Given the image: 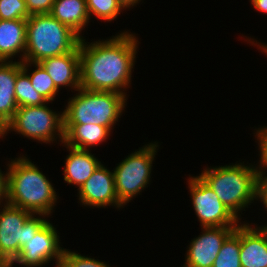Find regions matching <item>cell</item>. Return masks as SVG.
Instances as JSON below:
<instances>
[{
  "label": "cell",
  "mask_w": 267,
  "mask_h": 267,
  "mask_svg": "<svg viewBox=\"0 0 267 267\" xmlns=\"http://www.w3.org/2000/svg\"><path fill=\"white\" fill-rule=\"evenodd\" d=\"M137 38L123 32L112 39L95 41L89 45L81 39L80 84L92 91L124 94L131 80L137 50ZM87 44V45H86Z\"/></svg>",
  "instance_id": "obj_1"
},
{
  "label": "cell",
  "mask_w": 267,
  "mask_h": 267,
  "mask_svg": "<svg viewBox=\"0 0 267 267\" xmlns=\"http://www.w3.org/2000/svg\"><path fill=\"white\" fill-rule=\"evenodd\" d=\"M6 172V202L45 217L51 214L57 195L46 176L26 157L15 158Z\"/></svg>",
  "instance_id": "obj_2"
},
{
  "label": "cell",
  "mask_w": 267,
  "mask_h": 267,
  "mask_svg": "<svg viewBox=\"0 0 267 267\" xmlns=\"http://www.w3.org/2000/svg\"><path fill=\"white\" fill-rule=\"evenodd\" d=\"M26 22V48L23 61L39 63L46 58L72 52L82 39L50 14L31 15Z\"/></svg>",
  "instance_id": "obj_3"
},
{
  "label": "cell",
  "mask_w": 267,
  "mask_h": 267,
  "mask_svg": "<svg viewBox=\"0 0 267 267\" xmlns=\"http://www.w3.org/2000/svg\"><path fill=\"white\" fill-rule=\"evenodd\" d=\"M258 167L235 165L206 168L199 176L220 201L238 218V211L255 198Z\"/></svg>",
  "instance_id": "obj_4"
},
{
  "label": "cell",
  "mask_w": 267,
  "mask_h": 267,
  "mask_svg": "<svg viewBox=\"0 0 267 267\" xmlns=\"http://www.w3.org/2000/svg\"><path fill=\"white\" fill-rule=\"evenodd\" d=\"M69 99L64 112V124H95L110 131L125 107L126 98L117 92L92 91L80 87Z\"/></svg>",
  "instance_id": "obj_5"
},
{
  "label": "cell",
  "mask_w": 267,
  "mask_h": 267,
  "mask_svg": "<svg viewBox=\"0 0 267 267\" xmlns=\"http://www.w3.org/2000/svg\"><path fill=\"white\" fill-rule=\"evenodd\" d=\"M46 222V219L35 218L33 213L6 202L0 212V260L10 265Z\"/></svg>",
  "instance_id": "obj_6"
},
{
  "label": "cell",
  "mask_w": 267,
  "mask_h": 267,
  "mask_svg": "<svg viewBox=\"0 0 267 267\" xmlns=\"http://www.w3.org/2000/svg\"><path fill=\"white\" fill-rule=\"evenodd\" d=\"M11 129L25 137L44 143L56 141L55 137L59 135L58 137L63 143L65 137L64 112L62 114L53 112L45 104L18 107L13 118L0 131V138Z\"/></svg>",
  "instance_id": "obj_7"
},
{
  "label": "cell",
  "mask_w": 267,
  "mask_h": 267,
  "mask_svg": "<svg viewBox=\"0 0 267 267\" xmlns=\"http://www.w3.org/2000/svg\"><path fill=\"white\" fill-rule=\"evenodd\" d=\"M157 143L147 144L139 151L126 157L115 168V190L119 202L125 205L149 184L152 162L156 155Z\"/></svg>",
  "instance_id": "obj_8"
},
{
  "label": "cell",
  "mask_w": 267,
  "mask_h": 267,
  "mask_svg": "<svg viewBox=\"0 0 267 267\" xmlns=\"http://www.w3.org/2000/svg\"><path fill=\"white\" fill-rule=\"evenodd\" d=\"M189 191L202 227L238 226V218L199 177L189 178Z\"/></svg>",
  "instance_id": "obj_9"
},
{
  "label": "cell",
  "mask_w": 267,
  "mask_h": 267,
  "mask_svg": "<svg viewBox=\"0 0 267 267\" xmlns=\"http://www.w3.org/2000/svg\"><path fill=\"white\" fill-rule=\"evenodd\" d=\"M56 228L47 221L29 241L22 247L19 255L9 265L19 263L26 267H36L56 259V267H59L64 248L59 246V236Z\"/></svg>",
  "instance_id": "obj_10"
},
{
  "label": "cell",
  "mask_w": 267,
  "mask_h": 267,
  "mask_svg": "<svg viewBox=\"0 0 267 267\" xmlns=\"http://www.w3.org/2000/svg\"><path fill=\"white\" fill-rule=\"evenodd\" d=\"M236 227H203V233L191 240L184 267H212L225 239Z\"/></svg>",
  "instance_id": "obj_11"
},
{
  "label": "cell",
  "mask_w": 267,
  "mask_h": 267,
  "mask_svg": "<svg viewBox=\"0 0 267 267\" xmlns=\"http://www.w3.org/2000/svg\"><path fill=\"white\" fill-rule=\"evenodd\" d=\"M79 200L90 207L123 206L116 194L114 172L101 164L79 188Z\"/></svg>",
  "instance_id": "obj_12"
},
{
  "label": "cell",
  "mask_w": 267,
  "mask_h": 267,
  "mask_svg": "<svg viewBox=\"0 0 267 267\" xmlns=\"http://www.w3.org/2000/svg\"><path fill=\"white\" fill-rule=\"evenodd\" d=\"M241 267H267V226L240 225Z\"/></svg>",
  "instance_id": "obj_13"
},
{
  "label": "cell",
  "mask_w": 267,
  "mask_h": 267,
  "mask_svg": "<svg viewBox=\"0 0 267 267\" xmlns=\"http://www.w3.org/2000/svg\"><path fill=\"white\" fill-rule=\"evenodd\" d=\"M47 71L55 86H69L77 91L80 87V51L79 46L72 52L46 58L39 62Z\"/></svg>",
  "instance_id": "obj_14"
},
{
  "label": "cell",
  "mask_w": 267,
  "mask_h": 267,
  "mask_svg": "<svg viewBox=\"0 0 267 267\" xmlns=\"http://www.w3.org/2000/svg\"><path fill=\"white\" fill-rule=\"evenodd\" d=\"M21 70V61H0V131L13 118L18 109L15 83L17 74Z\"/></svg>",
  "instance_id": "obj_15"
},
{
  "label": "cell",
  "mask_w": 267,
  "mask_h": 267,
  "mask_svg": "<svg viewBox=\"0 0 267 267\" xmlns=\"http://www.w3.org/2000/svg\"><path fill=\"white\" fill-rule=\"evenodd\" d=\"M65 146L70 154L65 161L64 180L80 188L101 165V162L90 153L89 149H78L66 144Z\"/></svg>",
  "instance_id": "obj_16"
},
{
  "label": "cell",
  "mask_w": 267,
  "mask_h": 267,
  "mask_svg": "<svg viewBox=\"0 0 267 267\" xmlns=\"http://www.w3.org/2000/svg\"><path fill=\"white\" fill-rule=\"evenodd\" d=\"M26 19L0 20V61H7L18 52L24 60L26 48Z\"/></svg>",
  "instance_id": "obj_17"
},
{
  "label": "cell",
  "mask_w": 267,
  "mask_h": 267,
  "mask_svg": "<svg viewBox=\"0 0 267 267\" xmlns=\"http://www.w3.org/2000/svg\"><path fill=\"white\" fill-rule=\"evenodd\" d=\"M64 144L78 149H89L105 141L110 135V130L95 124H64Z\"/></svg>",
  "instance_id": "obj_18"
},
{
  "label": "cell",
  "mask_w": 267,
  "mask_h": 267,
  "mask_svg": "<svg viewBox=\"0 0 267 267\" xmlns=\"http://www.w3.org/2000/svg\"><path fill=\"white\" fill-rule=\"evenodd\" d=\"M49 14L80 37V32L90 20L86 0H55Z\"/></svg>",
  "instance_id": "obj_19"
},
{
  "label": "cell",
  "mask_w": 267,
  "mask_h": 267,
  "mask_svg": "<svg viewBox=\"0 0 267 267\" xmlns=\"http://www.w3.org/2000/svg\"><path fill=\"white\" fill-rule=\"evenodd\" d=\"M29 62L22 61V70L17 74L15 83V96L18 107L41 106L48 101L39 94L30 81L28 76Z\"/></svg>",
  "instance_id": "obj_20"
},
{
  "label": "cell",
  "mask_w": 267,
  "mask_h": 267,
  "mask_svg": "<svg viewBox=\"0 0 267 267\" xmlns=\"http://www.w3.org/2000/svg\"><path fill=\"white\" fill-rule=\"evenodd\" d=\"M212 267H241L240 225L225 239Z\"/></svg>",
  "instance_id": "obj_21"
},
{
  "label": "cell",
  "mask_w": 267,
  "mask_h": 267,
  "mask_svg": "<svg viewBox=\"0 0 267 267\" xmlns=\"http://www.w3.org/2000/svg\"><path fill=\"white\" fill-rule=\"evenodd\" d=\"M29 64L30 66L31 64H35L34 67H36V69L28 75L32 86L48 102L53 101L59 89L55 86L53 80L40 63L29 62Z\"/></svg>",
  "instance_id": "obj_22"
},
{
  "label": "cell",
  "mask_w": 267,
  "mask_h": 267,
  "mask_svg": "<svg viewBox=\"0 0 267 267\" xmlns=\"http://www.w3.org/2000/svg\"><path fill=\"white\" fill-rule=\"evenodd\" d=\"M89 18L95 15L96 18L111 21L114 20L121 9H124L117 0H86Z\"/></svg>",
  "instance_id": "obj_23"
},
{
  "label": "cell",
  "mask_w": 267,
  "mask_h": 267,
  "mask_svg": "<svg viewBox=\"0 0 267 267\" xmlns=\"http://www.w3.org/2000/svg\"><path fill=\"white\" fill-rule=\"evenodd\" d=\"M30 17L25 0H0V20L27 19Z\"/></svg>",
  "instance_id": "obj_24"
},
{
  "label": "cell",
  "mask_w": 267,
  "mask_h": 267,
  "mask_svg": "<svg viewBox=\"0 0 267 267\" xmlns=\"http://www.w3.org/2000/svg\"><path fill=\"white\" fill-rule=\"evenodd\" d=\"M59 267H110L104 262L95 260L94 258L82 256L76 252L66 249L60 261Z\"/></svg>",
  "instance_id": "obj_25"
},
{
  "label": "cell",
  "mask_w": 267,
  "mask_h": 267,
  "mask_svg": "<svg viewBox=\"0 0 267 267\" xmlns=\"http://www.w3.org/2000/svg\"><path fill=\"white\" fill-rule=\"evenodd\" d=\"M55 0H25L29 15L49 14Z\"/></svg>",
  "instance_id": "obj_26"
},
{
  "label": "cell",
  "mask_w": 267,
  "mask_h": 267,
  "mask_svg": "<svg viewBox=\"0 0 267 267\" xmlns=\"http://www.w3.org/2000/svg\"><path fill=\"white\" fill-rule=\"evenodd\" d=\"M264 171L265 170H260V165H259V170H258L257 178H256L255 198L256 199L260 198V201L263 202V205L267 209V176H264L265 174Z\"/></svg>",
  "instance_id": "obj_27"
},
{
  "label": "cell",
  "mask_w": 267,
  "mask_h": 267,
  "mask_svg": "<svg viewBox=\"0 0 267 267\" xmlns=\"http://www.w3.org/2000/svg\"><path fill=\"white\" fill-rule=\"evenodd\" d=\"M257 140L260 144L261 160L260 165L265 169L267 168V127L257 130Z\"/></svg>",
  "instance_id": "obj_28"
},
{
  "label": "cell",
  "mask_w": 267,
  "mask_h": 267,
  "mask_svg": "<svg viewBox=\"0 0 267 267\" xmlns=\"http://www.w3.org/2000/svg\"><path fill=\"white\" fill-rule=\"evenodd\" d=\"M6 174H3L0 169V205L3 198H6ZM2 200V201H1Z\"/></svg>",
  "instance_id": "obj_29"
},
{
  "label": "cell",
  "mask_w": 267,
  "mask_h": 267,
  "mask_svg": "<svg viewBox=\"0 0 267 267\" xmlns=\"http://www.w3.org/2000/svg\"><path fill=\"white\" fill-rule=\"evenodd\" d=\"M251 4L258 11L267 13V0H251Z\"/></svg>",
  "instance_id": "obj_30"
},
{
  "label": "cell",
  "mask_w": 267,
  "mask_h": 267,
  "mask_svg": "<svg viewBox=\"0 0 267 267\" xmlns=\"http://www.w3.org/2000/svg\"><path fill=\"white\" fill-rule=\"evenodd\" d=\"M122 7L125 8H130V6H134L135 4H137L138 2H140V0H117Z\"/></svg>",
  "instance_id": "obj_31"
},
{
  "label": "cell",
  "mask_w": 267,
  "mask_h": 267,
  "mask_svg": "<svg viewBox=\"0 0 267 267\" xmlns=\"http://www.w3.org/2000/svg\"><path fill=\"white\" fill-rule=\"evenodd\" d=\"M0 267H9V265L5 261L0 260Z\"/></svg>",
  "instance_id": "obj_32"
},
{
  "label": "cell",
  "mask_w": 267,
  "mask_h": 267,
  "mask_svg": "<svg viewBox=\"0 0 267 267\" xmlns=\"http://www.w3.org/2000/svg\"><path fill=\"white\" fill-rule=\"evenodd\" d=\"M259 47L263 48V52L266 53V55H267V45H265V46L261 45Z\"/></svg>",
  "instance_id": "obj_33"
}]
</instances>
